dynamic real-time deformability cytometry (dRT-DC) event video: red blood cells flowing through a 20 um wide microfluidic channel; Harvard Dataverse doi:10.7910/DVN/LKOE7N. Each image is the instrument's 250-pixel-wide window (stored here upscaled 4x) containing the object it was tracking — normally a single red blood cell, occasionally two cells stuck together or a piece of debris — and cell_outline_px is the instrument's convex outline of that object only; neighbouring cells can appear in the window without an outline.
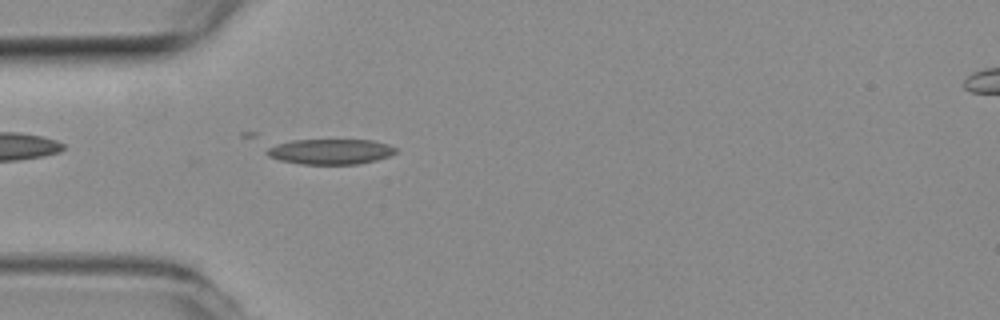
{"species": "common noctule bat (a hibernating species)", "species_latin": "Nyctalus noctula", "temperature_condition": "room temperature", "stored_images_in_passage": 50, "camera_frame_rate_fps": 3000, "um_per_image_px": 0.085, "animal": {"sex": "female", "body_mass_g": 19.3, "forearm_length_mm": 54.1}, "frame": {"image": 1, "passage_image": 12, "time_ms": 3.667, "image_size_px": [1000, 320], "cell_outline_px": [[396, 152], [388, 156], [376, 160], [356, 164], [300, 164], [280, 160], [268, 156], [264, 152], [264, 144], [292, 140], [372, 140], [388, 144], [396, 148]], "centroid_in_image_um": [27.94, 12.87], "position_along_channel_um": 57.1, "area_um2": 19.42}}
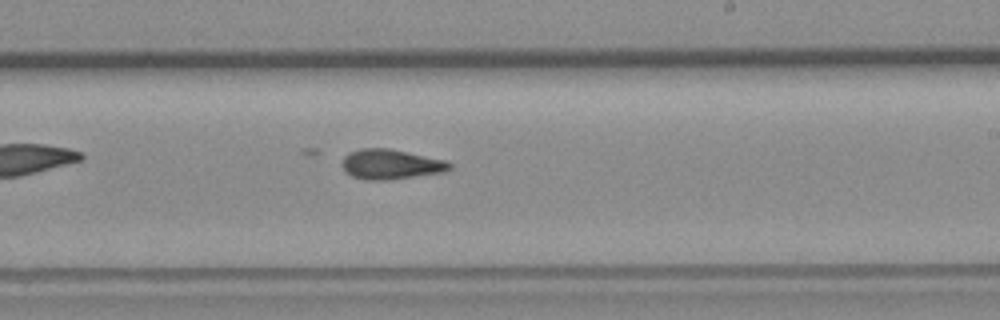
{"frame": {"image": 2, "passage_image": 28, "time_ms": 9.0, "image_size_px": [1000, 320], "cell_outline_px": [[452, 168], [444, 172], [384, 180], [368, 180], [352, 176], [344, 172], [344, 156], [352, 152], [364, 148], [388, 148], [448, 160], [452, 164]], "centroid_in_image_um": [33.27, 13.96], "position_along_channel_um": 255.7, "area_um2": 18.55}}
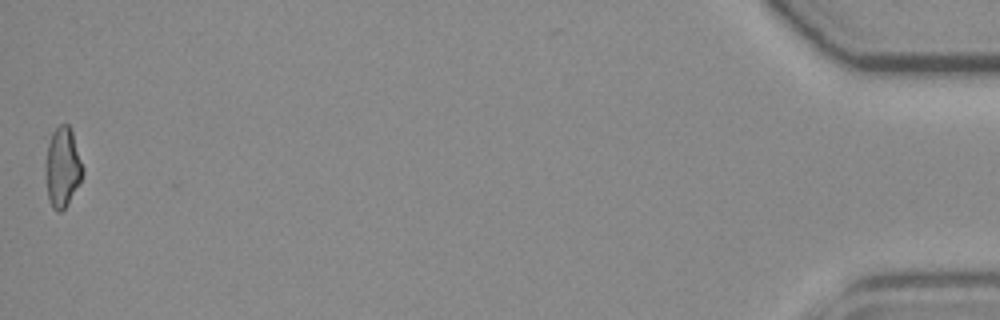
{"frame": {"image": 3, "passage_image": 50, "time_ms": 16.333, "image_size_px": [1000, 320], "cell_outline_px": [[84, 172], [68, 204], [60, 212], [56, 212], [52, 208], [48, 196], [44, 164], [44, 136], [60, 124], [68, 124], [72, 132], [84, 168]], "centroid_in_image_um": [5.24, 14.12], "position_along_channel_um": 430.0, "area_um2": 18.09}, "authors_computed_cell_mechanics": {"area_um2": 18.3804, "velocity_mm_per_s": 3.7863, "shape_relaxation_time_tau1_ms": 5.4922, "shape_relaxation_time_tau2_ms": 7.7223, "deformation_change_tau1": 0.1571, "deformation_change_tau2": 0.1564}}